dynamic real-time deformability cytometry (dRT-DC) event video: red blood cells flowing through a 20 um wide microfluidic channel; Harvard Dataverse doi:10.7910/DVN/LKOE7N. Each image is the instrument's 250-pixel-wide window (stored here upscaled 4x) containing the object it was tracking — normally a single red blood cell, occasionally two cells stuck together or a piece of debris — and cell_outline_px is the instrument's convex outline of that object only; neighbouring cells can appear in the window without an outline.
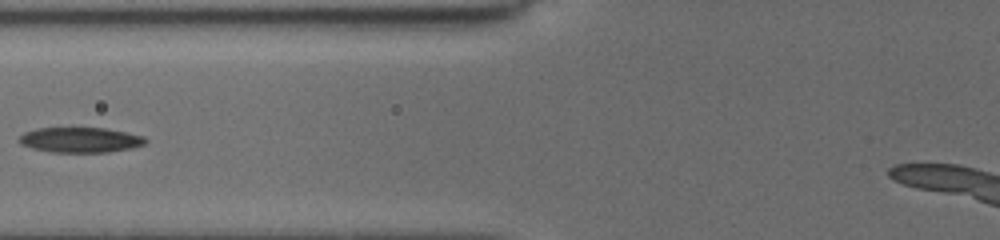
{"species": "common noctule bat (a hibernating species)", "species_latin": "Nyctalus noctula", "temperature_condition": "cold", "stored_images_in_passage": 11, "camera_frame_rate_fps": 3000, "um_per_image_px": 0.085, "animal": {"sex": "female", "body_mass_g": 19.5, "forearm_length_mm": 54.1}, "frame": {"image": 1, "passage_image": 7, "time_ms": 6.0, "image_size_px": [1000, 240], "cell_outline_px": [[148, 140], [144, 144], [132, 148], [108, 152], [52, 152], [32, 148], [20, 144], [16, 140], [24, 132], [36, 128], [76, 124], [104, 128], [144, 136]], "centroid_in_image_um": [6.76, 11.83], "position_along_channel_um": 119.0, "area_um2": 19.54}}
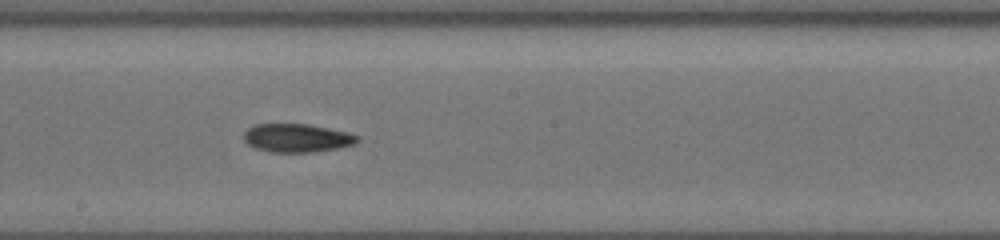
{"frame": {"image": 2, "passage_image": 10, "time_ms": 8.667, "image_size_px": [1000, 240], "cell_outline_px": [[360, 140], [356, 144], [340, 148], [312, 152], [268, 152], [256, 148], [248, 144], [244, 140], [244, 132], [248, 128], [256, 124], [308, 124], [348, 132], [360, 136]], "centroid_in_image_um": [25.28, 11.73], "position_along_channel_um": 222.9, "area_um2": 18.96}}
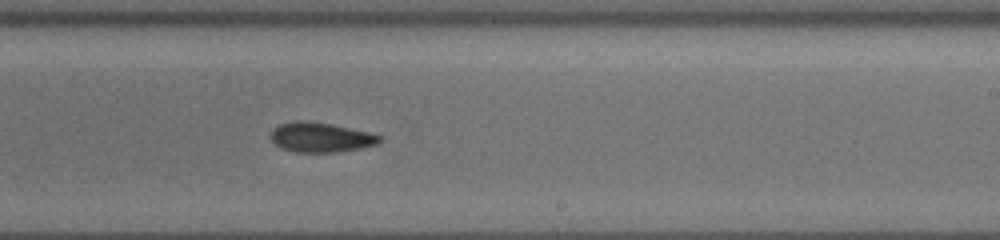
{"frame": {"image": 3, "passage_image": 11, "time_ms": 9.667, "image_size_px": [1000, 240], "cell_outline_px": [[384, 136], [376, 144], [360, 148], [336, 152], [296, 152], [280, 148], [272, 140], [272, 128], [280, 124], [296, 120], [300, 120], [328, 124], [368, 132]], "centroid_in_image_um": [27.24, 11.68], "position_along_channel_um": 261.8, "area_um2": 18.55}}